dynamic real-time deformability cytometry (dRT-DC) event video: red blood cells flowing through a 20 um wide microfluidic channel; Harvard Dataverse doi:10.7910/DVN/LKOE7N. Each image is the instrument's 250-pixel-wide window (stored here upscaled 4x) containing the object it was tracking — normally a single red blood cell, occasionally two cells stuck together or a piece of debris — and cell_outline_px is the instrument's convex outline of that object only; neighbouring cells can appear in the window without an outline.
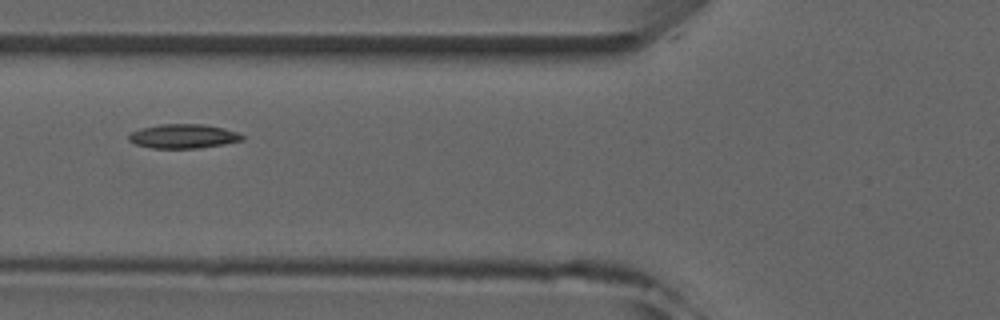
{"species": "common noctule bat (a hibernating species)", "species_latin": "Nyctalus noctula", "temperature_condition": "room temperature", "stored_images_in_passage": 3, "camera_frame_rate_fps": 3000, "um_per_image_px": 0.085, "animal": {"sex": "male", "forearm_length_mm": 52.5}, "frame": {"image": 1, "passage_image": 3, "time_ms": 2.333, "image_size_px": [1000, 320], "cell_outline_px": [[244, 140], [224, 144], [196, 148], [152, 148], [136, 144], [128, 140], [128, 136], [132, 132], [140, 128], [160, 124], [204, 124], [224, 128], [236, 132], [244, 136]], "centroid_in_image_um": [15.58, 11.57], "position_along_channel_um": 110.2, "area_um2": 15.95}}